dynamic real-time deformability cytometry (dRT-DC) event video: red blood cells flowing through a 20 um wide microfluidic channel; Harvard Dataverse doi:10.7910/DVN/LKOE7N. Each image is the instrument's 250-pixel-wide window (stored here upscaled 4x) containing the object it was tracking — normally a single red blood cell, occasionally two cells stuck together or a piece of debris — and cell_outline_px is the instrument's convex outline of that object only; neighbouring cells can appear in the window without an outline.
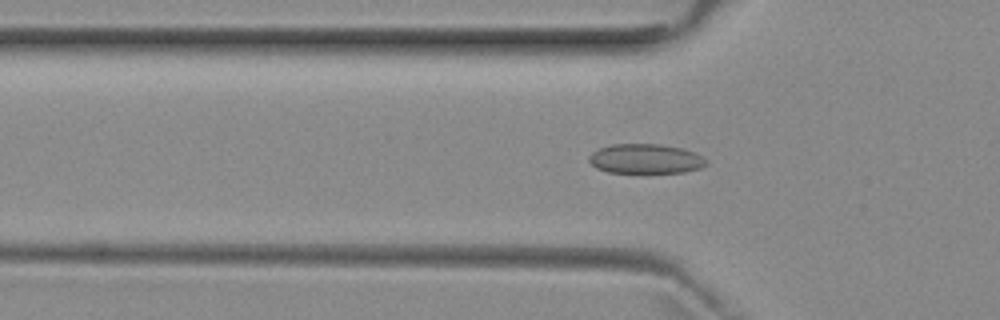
{"species": "common noctule bat (a hibernating species)", "species_latin": "Nyctalus noctula", "temperature_condition": "room temperature", "stored_images_in_passage": 51, "camera_frame_rate_fps": 3000, "um_per_image_px": 0.085, "animal": {"sex": "female", "body_mass_g": 29.2, "forearm_length_mm": 56.3}, "frame": {"image": 1, "passage_image": 16, "time_ms": 5.0, "image_size_px": [1000, 320], "cell_outline_px": [[708, 164], [700, 168], [684, 172], [608, 172], [596, 168], [588, 160], [588, 156], [592, 152], [600, 148], [612, 144], [660, 144], [684, 148], [708, 160]], "centroid_in_image_um": [54.87, 13.49], "position_along_channel_um": 70.9, "area_um2": 20.17}}
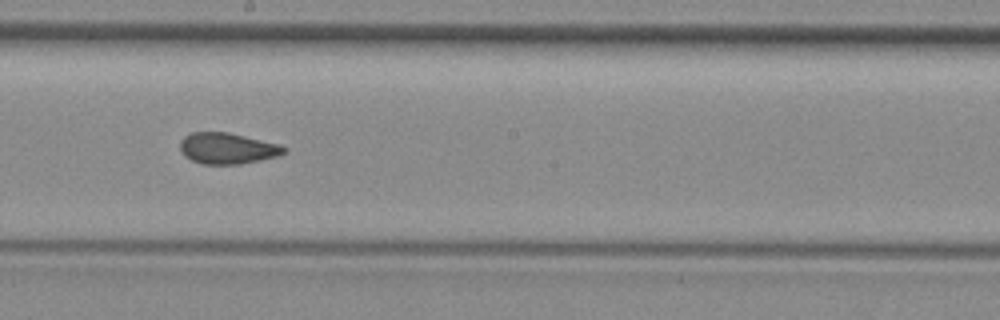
{"frame": {"image": 2, "passage_image": 28, "time_ms": 9.0, "image_size_px": [1000, 320], "cell_outline_px": [[288, 152], [276, 156], [260, 160], [240, 164], [200, 164], [184, 156], [180, 152], [180, 140], [184, 136], [192, 132], [228, 132], [280, 144], [288, 148]], "centroid_in_image_um": [19.32, 12.61], "position_along_channel_um": 228.9, "area_um2": 19.02}}
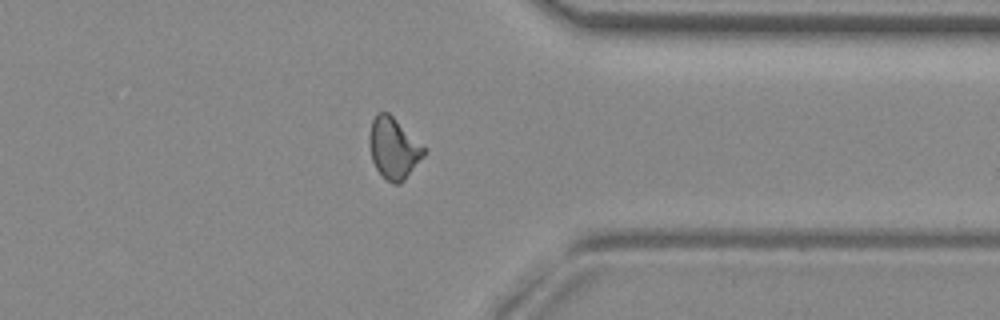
{"frame": {"image": 3, "passage_image": 40, "time_ms": 13.0, "image_size_px": [1000, 320], "cell_outline_px": [[428, 148], [424, 156], [404, 180], [400, 184], [392, 184], [376, 168], [372, 160], [368, 140], [368, 136], [372, 120], [376, 112], [388, 112]], "centroid_in_image_um": [33.47, 12.57], "position_along_channel_um": 377.9, "area_um2": 19.65}, "authors_computed_cell_mechanics": {"area_um2": 19.4208, "velocity_mm_per_s": 3.9323, "shape_relaxation_time_tau1_ms": null, "shape_relaxation_time_tau2_ms": 1.6564, "deformation_change_tau1": null, "deformation_change_tau2": 0.0611}}